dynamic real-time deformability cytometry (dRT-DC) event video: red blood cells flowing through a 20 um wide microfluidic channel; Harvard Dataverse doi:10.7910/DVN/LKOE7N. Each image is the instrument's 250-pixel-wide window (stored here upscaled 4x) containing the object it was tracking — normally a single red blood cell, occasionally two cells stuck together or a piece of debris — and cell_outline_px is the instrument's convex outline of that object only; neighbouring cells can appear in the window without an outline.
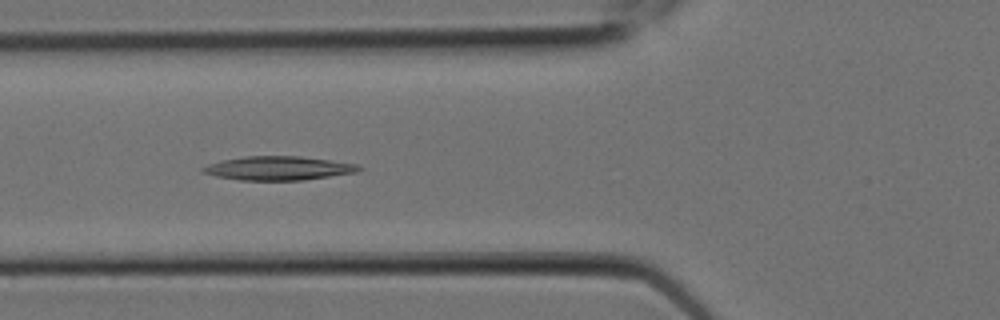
{"species": "Egyptian fruit bat (a non-hibernating species)", "species_latin": "Rousettus aegyptiacus", "temperature_condition": "room temperature", "stored_images_in_passage": 8, "camera_frame_rate_fps": 3000, "um_per_image_px": 0.085, "animal": {"sex": "female"}, "frame": {"image": 1, "passage_image": 7, "time_ms": 2.0, "image_size_px": [1000, 320], "cell_outline_px": [[364, 168], [356, 172], [304, 180], [240, 180], [216, 176], [200, 172], [200, 168], [208, 164], [220, 160], [244, 156], [300, 156], [360, 164]], "centroid_in_image_um": [23.65, 14.29], "position_along_channel_um": 102.2, "area_um2": 21.85}}
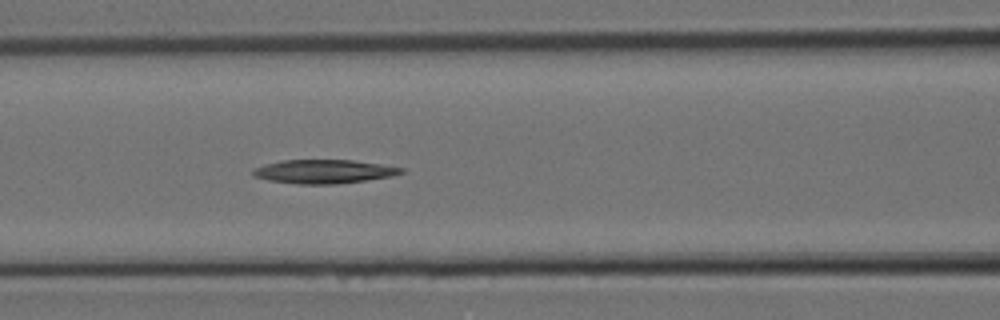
{"frame": {"image": 2, "passage_image": 8, "time_ms": 2.333, "image_size_px": [1000, 320], "cell_outline_px": [[404, 172], [392, 176], [336, 184], [300, 184], [268, 180], [252, 176], [252, 172], [256, 168], [264, 164], [280, 160], [352, 160], [380, 164], [404, 168]], "centroid_in_image_um": [27.5, 14.57], "position_along_channel_um": 139.1, "area_um2": 20.4}}